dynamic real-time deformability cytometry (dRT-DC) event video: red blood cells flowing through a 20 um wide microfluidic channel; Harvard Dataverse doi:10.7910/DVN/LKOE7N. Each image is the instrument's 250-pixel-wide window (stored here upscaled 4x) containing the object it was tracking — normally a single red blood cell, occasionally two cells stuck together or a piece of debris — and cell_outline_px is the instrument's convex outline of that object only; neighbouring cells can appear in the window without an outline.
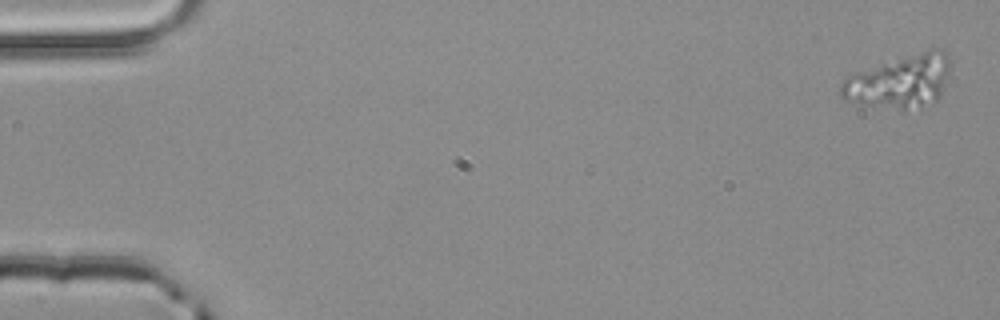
{"species": "common noctule bat (a hibernating species)", "species_latin": "Nyctalus noctula", "temperature_condition": "room temperature", "stored_images_in_passage": 3, "camera_frame_rate_fps": 3000, "um_per_image_px": 0.085, "animal": {"sex": "male", "body_mass_g": 20.4}, "frame": {"image": 1, "passage_image": 1, "time_ms": 0.0, "image_size_px": [1000, 320], "cell_outline_px": [[948, 72], [944, 88], [940, 96], [936, 100], [904, 112], [900, 112], [864, 104], [848, 100], [840, 96], [840, 84], [848, 76], [856, 72], [928, 48], [940, 48], [948, 52]], "centroid_in_image_um": [76.5, 6.93], "position_along_channel_um": 8.5, "area_um2": 33.93}}
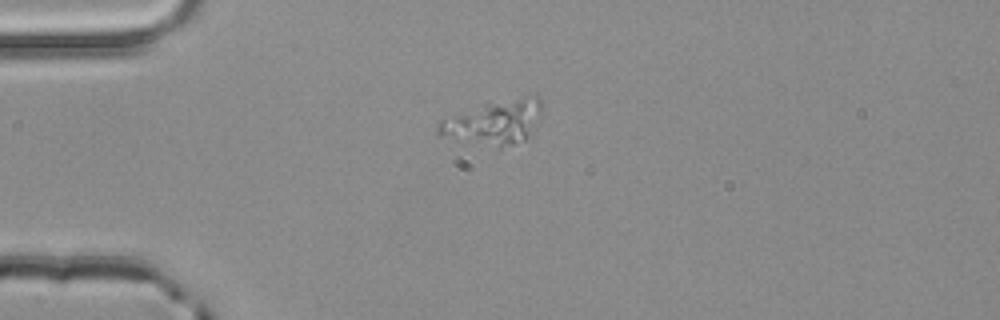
{"frame": {"image": 2, "passage_image": 3, "time_ms": 0.667, "image_size_px": [1000, 320], "cell_outline_px": [[540, 116], [532, 136], [500, 152], [456, 140], [436, 132], [436, 128], [440, 120], [484, 104], [536, 96], [540, 100]], "centroid_in_image_um": [42.0, 10.52], "position_along_channel_um": 43.0, "area_um2": 27.05}}